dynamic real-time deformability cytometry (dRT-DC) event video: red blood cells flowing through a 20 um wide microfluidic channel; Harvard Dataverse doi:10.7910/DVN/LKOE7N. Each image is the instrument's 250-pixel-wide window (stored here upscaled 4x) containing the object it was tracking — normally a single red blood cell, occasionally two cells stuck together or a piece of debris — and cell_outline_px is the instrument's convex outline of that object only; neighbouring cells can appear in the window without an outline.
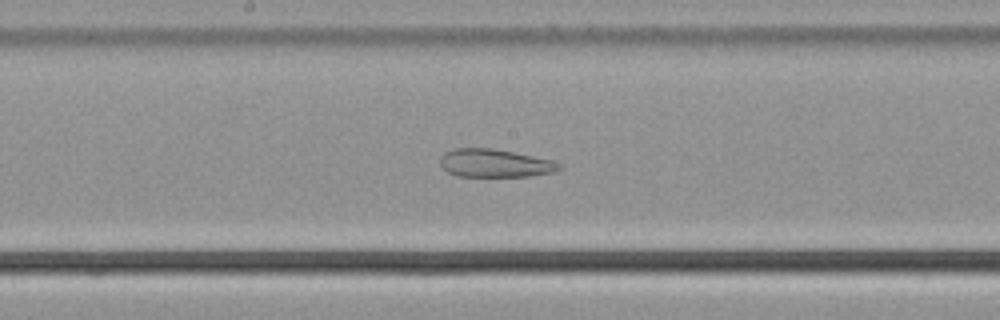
{"species": "common noctule bat (a hibernating species)", "species_latin": "Nyctalus noctula", "temperature_condition": "cold", "stored_images_in_passage": 56, "camera_frame_rate_fps": 3000, "um_per_image_px": 0.085, "animal": {"sex": "male", "body_mass_g": 21.5, "forearm_length_mm": 52.0}, "frame": {"image": 1, "passage_image": 30, "time_ms": 9.667, "image_size_px": [1000, 320], "cell_outline_px": [[564, 168], [556, 172], [532, 176], [456, 176], [448, 172], [440, 164], [440, 156], [444, 152], [456, 148], [492, 148], [552, 160], [560, 164]], "centroid_in_image_um": [42.08, 13.88], "position_along_channel_um": 206.1, "area_um2": 19.54}}
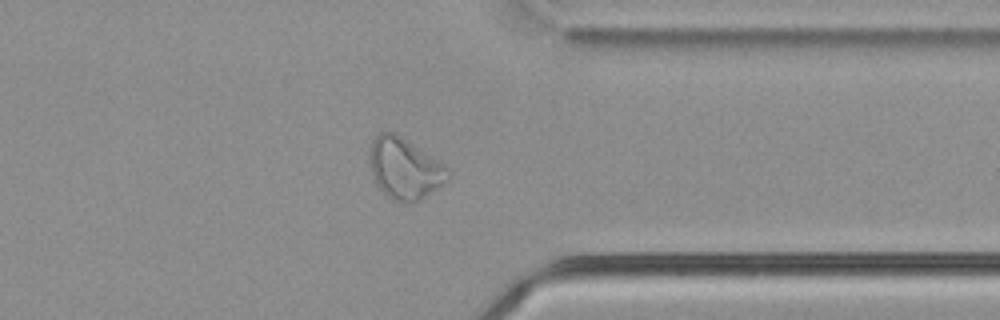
{"frame": {"image": 2, "passage_image": 44, "time_ms": 14.333, "image_size_px": [1000, 320], "cell_outline_px": [[452, 176], [448, 180], [424, 196], [408, 204], [400, 204], [392, 200], [376, 184], [372, 176], [372, 140], [380, 132], [392, 132], [400, 136], [444, 164], [452, 172]], "centroid_in_image_um": [34.43, 14.35], "position_along_channel_um": 377.0, "area_um2": 27.28}}
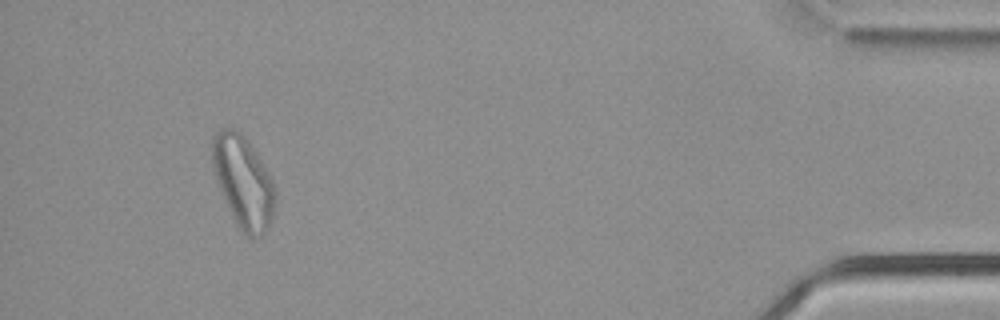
{"frame": {"image": 3, "passage_image": 52, "time_ms": 17.0, "image_size_px": [1000, 320], "cell_outline_px": [[276, 204], [272, 220], [264, 232], [260, 236], [252, 240], [240, 232], [236, 224], [216, 180], [212, 164], [212, 136], [220, 128], [236, 128], [244, 136], [256, 152], [268, 172], [276, 188]], "centroid_in_image_um": [20.69, 15.48], "position_along_channel_um": 414.5, "area_um2": 33.93}}